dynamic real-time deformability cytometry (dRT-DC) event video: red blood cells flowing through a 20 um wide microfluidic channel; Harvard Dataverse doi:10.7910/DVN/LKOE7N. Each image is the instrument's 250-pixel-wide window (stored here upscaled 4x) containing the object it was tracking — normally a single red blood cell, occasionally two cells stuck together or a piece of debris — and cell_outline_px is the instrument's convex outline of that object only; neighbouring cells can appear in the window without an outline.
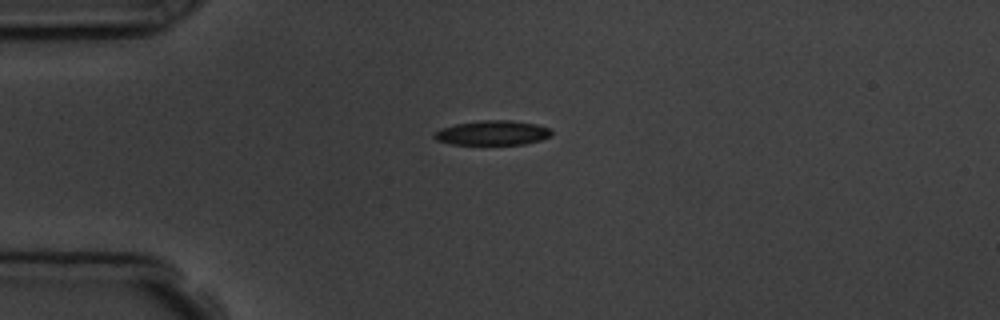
{"species": "common noctule bat (a hibernating species)", "species_latin": "Nyctalus noctula", "temperature_condition": "room temperature", "stored_images_in_passage": 5, "camera_frame_rate_fps": 3000, "um_per_image_px": 0.085, "animal": {"sex": "male", "body_mass_g": 19.5, "forearm_length_mm": 54.6}, "frame": {"image": 1, "passage_image": 1, "time_ms": 0.0, "image_size_px": [1000, 320], "cell_outline_px": [[552, 136], [540, 140], [524, 144], [452, 144], [436, 140], [432, 136], [432, 132], [440, 128], [456, 124], [480, 120], [512, 120], [536, 124], [552, 128]], "centroid_in_image_um": [41.86, 11.28], "position_along_channel_um": 43.1, "area_um2": 16.99}}